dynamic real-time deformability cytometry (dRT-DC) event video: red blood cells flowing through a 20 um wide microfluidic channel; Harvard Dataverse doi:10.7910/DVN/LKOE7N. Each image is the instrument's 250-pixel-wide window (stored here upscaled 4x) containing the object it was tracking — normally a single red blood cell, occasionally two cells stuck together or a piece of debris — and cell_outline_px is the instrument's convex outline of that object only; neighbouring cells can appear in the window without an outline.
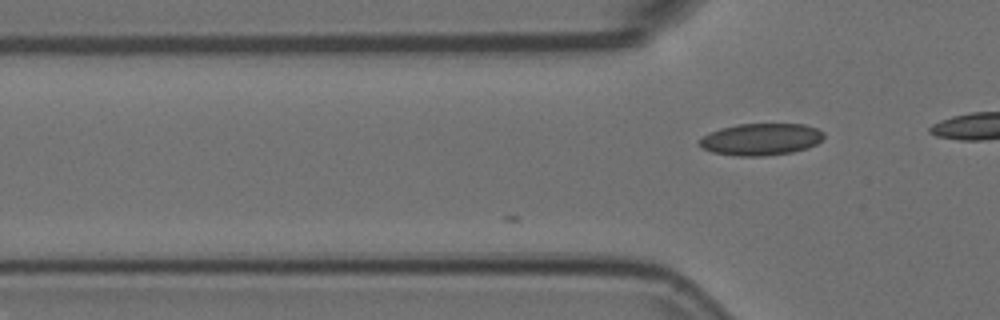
{"species": "Egyptian fruit bat (a non-hibernating species)", "species_latin": "Rousettus aegyptiacus", "temperature_condition": "room temperature", "stored_images_in_passage": 13, "camera_frame_rate_fps": 3000, "um_per_image_px": 0.085, "animal": {"sex": "female"}, "frame": {"image": 1, "passage_image": 13, "time_ms": 4.0, "image_size_px": [1000, 320], "cell_outline_px": [[824, 136], [816, 144], [808, 148], [792, 152], [764, 156], [736, 156], [712, 152], [700, 148], [696, 144], [704, 136], [720, 128], [736, 124], [804, 124], [816, 128], [824, 132]], "centroid_in_image_um": [64.66, 11.85], "position_along_channel_um": 61.1, "area_um2": 23.24}}